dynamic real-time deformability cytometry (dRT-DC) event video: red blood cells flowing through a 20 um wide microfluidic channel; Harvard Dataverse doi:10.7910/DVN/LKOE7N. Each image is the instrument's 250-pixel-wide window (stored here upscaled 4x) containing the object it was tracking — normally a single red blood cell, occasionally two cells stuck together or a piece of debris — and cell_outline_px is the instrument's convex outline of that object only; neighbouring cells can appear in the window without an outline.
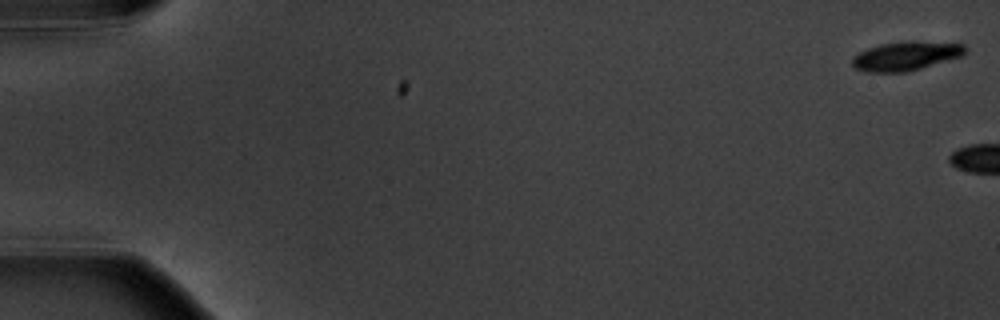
{"species": "common noctule bat (a hibernating species)", "species_latin": "Nyctalus noctula", "temperature_condition": "warm", "stored_images_in_passage": 3, "camera_frame_rate_fps": 3000, "um_per_image_px": 0.085, "animal": {"sex": "male", "body_mass_g": 20.1, "forearm_length_mm": 53.5}, "frame": {"image": 1, "passage_image": 1, "time_ms": 0.0, "image_size_px": [1000, 320], "cell_outline_px": [[968, 48], [964, 56], [908, 72], [864, 72], [856, 68], [852, 64], [852, 56], [868, 48], [880, 44], [964, 44]], "centroid_in_image_um": [76.97, 4.83], "position_along_channel_um": 8.0, "area_um2": 18.21}}